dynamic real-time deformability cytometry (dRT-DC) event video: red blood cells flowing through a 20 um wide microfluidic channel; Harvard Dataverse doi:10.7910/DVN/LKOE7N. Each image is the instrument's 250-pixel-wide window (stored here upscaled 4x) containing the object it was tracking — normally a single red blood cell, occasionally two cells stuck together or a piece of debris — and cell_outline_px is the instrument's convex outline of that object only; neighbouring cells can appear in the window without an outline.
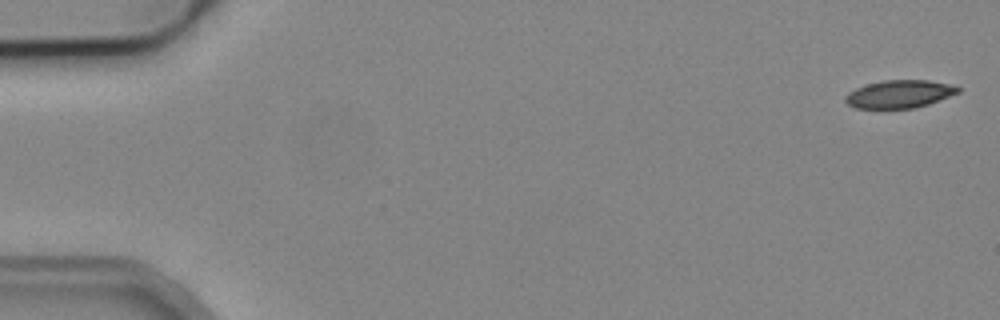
{"species": "common noctule bat (a hibernating species)", "species_latin": "Nyctalus noctula", "temperature_condition": "cold", "stored_images_in_passage": 6, "camera_frame_rate_fps": 3000, "um_per_image_px": 0.085, "animal": {"sex": "male", "body_mass_g": 19.2, "forearm_length_mm": 51.8}, "frame": {"image": 1, "passage_image": 1, "time_ms": 0.0, "image_size_px": [1000, 320], "cell_outline_px": [[960, 92], [928, 104], [916, 108], [856, 108], [848, 104], [844, 100], [844, 96], [848, 92], [856, 88], [868, 84], [884, 80], [928, 80], [948, 84], [960, 88]], "centroid_in_image_um": [76.43, 7.99], "position_along_channel_um": 8.6, "area_um2": 18.15}}
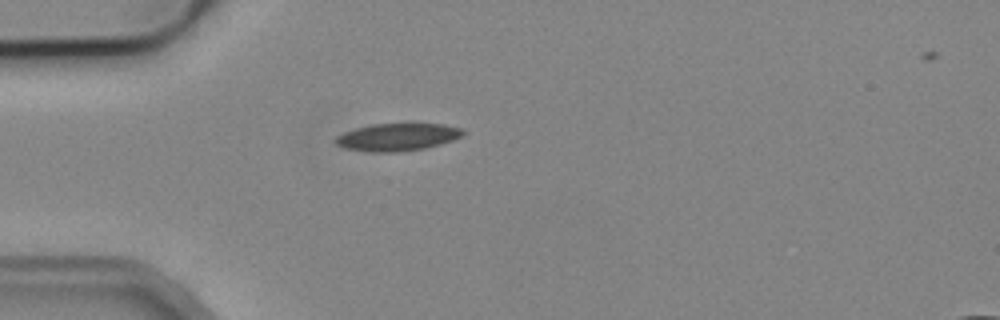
{"frame": {"image": 2, "passage_image": 5, "time_ms": 4.667, "image_size_px": [1000, 320], "cell_outline_px": [[468, 132], [452, 140], [440, 144], [424, 148], [396, 152], [372, 152], [344, 148], [336, 144], [332, 140], [336, 136], [344, 132], [356, 128], [372, 124], [408, 120], [412, 120], [444, 124], [460, 128]], "centroid_in_image_um": [33.8, 11.59], "position_along_channel_um": 51.2, "area_um2": 21.44}}